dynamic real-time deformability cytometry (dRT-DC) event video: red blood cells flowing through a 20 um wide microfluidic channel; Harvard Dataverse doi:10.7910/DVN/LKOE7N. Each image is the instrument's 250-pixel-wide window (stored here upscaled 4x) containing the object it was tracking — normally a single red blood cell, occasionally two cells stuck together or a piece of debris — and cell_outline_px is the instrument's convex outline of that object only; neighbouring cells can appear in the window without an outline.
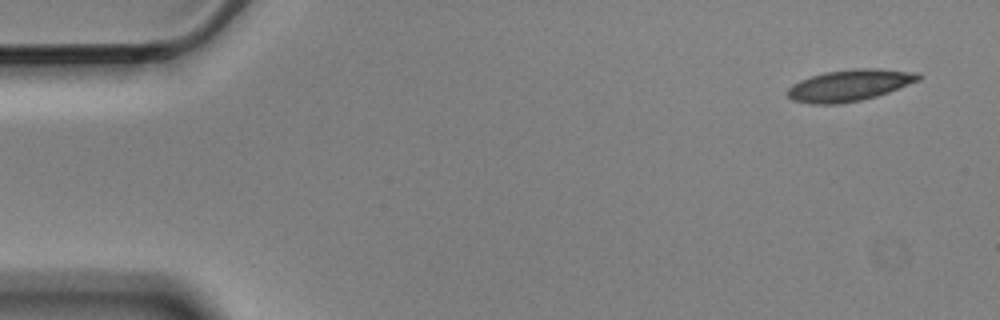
{"species": "Egyptian fruit bat (a non-hibernating species)", "species_latin": "Rousettus aegyptiacus", "temperature_condition": "cold", "stored_images_in_passage": 3, "camera_frame_rate_fps": 3000, "um_per_image_px": 0.085, "animal": {"sex": "male"}, "frame": {"image": 1, "passage_image": 1, "time_ms": 0.0, "image_size_px": [1000, 320], "cell_outline_px": [[920, 80], [888, 92], [876, 96], [860, 100], [840, 104], [812, 104], [792, 100], [788, 96], [788, 88], [792, 84], [800, 80], [824, 72], [856, 68], [876, 68], [920, 72]], "centroid_in_image_um": [72.22, 7.24], "position_along_channel_um": 12.8, "area_um2": 24.04}}
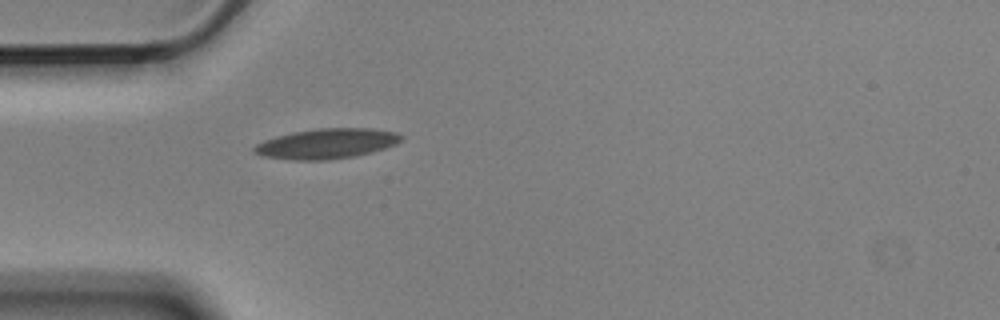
{"frame": {"image": 2, "passage_image": 2, "time_ms": 0.333, "image_size_px": [1000, 320], "cell_outline_px": [[404, 136], [396, 144], [384, 148], [356, 156], [328, 160], [292, 160], [264, 156], [252, 152], [252, 148], [256, 144], [264, 140], [276, 136], [292, 132], [316, 128], [372, 128], [396, 132]], "centroid_in_image_um": [27.75, 12.2], "position_along_channel_um": 57.3, "area_um2": 25.89}}